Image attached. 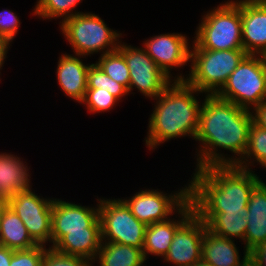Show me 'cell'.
<instances>
[{
	"instance_id": "obj_37",
	"label": "cell",
	"mask_w": 266,
	"mask_h": 266,
	"mask_svg": "<svg viewBox=\"0 0 266 266\" xmlns=\"http://www.w3.org/2000/svg\"><path fill=\"white\" fill-rule=\"evenodd\" d=\"M6 205H7V200H5L3 197L0 196V213Z\"/></svg>"
},
{
	"instance_id": "obj_19",
	"label": "cell",
	"mask_w": 266,
	"mask_h": 266,
	"mask_svg": "<svg viewBox=\"0 0 266 266\" xmlns=\"http://www.w3.org/2000/svg\"><path fill=\"white\" fill-rule=\"evenodd\" d=\"M23 160L12 152H0V196L5 200L32 188L30 167Z\"/></svg>"
},
{
	"instance_id": "obj_34",
	"label": "cell",
	"mask_w": 266,
	"mask_h": 266,
	"mask_svg": "<svg viewBox=\"0 0 266 266\" xmlns=\"http://www.w3.org/2000/svg\"><path fill=\"white\" fill-rule=\"evenodd\" d=\"M253 123L266 130V100L251 110Z\"/></svg>"
},
{
	"instance_id": "obj_28",
	"label": "cell",
	"mask_w": 266,
	"mask_h": 266,
	"mask_svg": "<svg viewBox=\"0 0 266 266\" xmlns=\"http://www.w3.org/2000/svg\"><path fill=\"white\" fill-rule=\"evenodd\" d=\"M87 88H101L115 96L120 102L129 95L128 90L115 80L110 78L96 63L88 68Z\"/></svg>"
},
{
	"instance_id": "obj_1",
	"label": "cell",
	"mask_w": 266,
	"mask_h": 266,
	"mask_svg": "<svg viewBox=\"0 0 266 266\" xmlns=\"http://www.w3.org/2000/svg\"><path fill=\"white\" fill-rule=\"evenodd\" d=\"M199 128L195 137V169L211 165H235L244 155L249 128L253 123L251 110L223 100L216 95H204ZM231 152L222 153V150ZM229 155V156H228Z\"/></svg>"
},
{
	"instance_id": "obj_22",
	"label": "cell",
	"mask_w": 266,
	"mask_h": 266,
	"mask_svg": "<svg viewBox=\"0 0 266 266\" xmlns=\"http://www.w3.org/2000/svg\"><path fill=\"white\" fill-rule=\"evenodd\" d=\"M101 242V228H86V231L65 234L53 248L63 254L83 257L92 263Z\"/></svg>"
},
{
	"instance_id": "obj_27",
	"label": "cell",
	"mask_w": 266,
	"mask_h": 266,
	"mask_svg": "<svg viewBox=\"0 0 266 266\" xmlns=\"http://www.w3.org/2000/svg\"><path fill=\"white\" fill-rule=\"evenodd\" d=\"M95 63L113 80L122 84L129 92V68L123 54L117 49L99 56Z\"/></svg>"
},
{
	"instance_id": "obj_21",
	"label": "cell",
	"mask_w": 266,
	"mask_h": 266,
	"mask_svg": "<svg viewBox=\"0 0 266 266\" xmlns=\"http://www.w3.org/2000/svg\"><path fill=\"white\" fill-rule=\"evenodd\" d=\"M205 224L208 231L219 237L237 240L244 244L248 211L244 213L194 212Z\"/></svg>"
},
{
	"instance_id": "obj_31",
	"label": "cell",
	"mask_w": 266,
	"mask_h": 266,
	"mask_svg": "<svg viewBox=\"0 0 266 266\" xmlns=\"http://www.w3.org/2000/svg\"><path fill=\"white\" fill-rule=\"evenodd\" d=\"M21 23L19 16L13 10L3 9L0 11V39L9 47L12 46Z\"/></svg>"
},
{
	"instance_id": "obj_10",
	"label": "cell",
	"mask_w": 266,
	"mask_h": 266,
	"mask_svg": "<svg viewBox=\"0 0 266 266\" xmlns=\"http://www.w3.org/2000/svg\"><path fill=\"white\" fill-rule=\"evenodd\" d=\"M183 186L171 193L141 188L134 195L120 199L139 221L149 225L168 220L188 201V182Z\"/></svg>"
},
{
	"instance_id": "obj_23",
	"label": "cell",
	"mask_w": 266,
	"mask_h": 266,
	"mask_svg": "<svg viewBox=\"0 0 266 266\" xmlns=\"http://www.w3.org/2000/svg\"><path fill=\"white\" fill-rule=\"evenodd\" d=\"M0 244L12 250H27L37 246L22 220L8 205L0 213Z\"/></svg>"
},
{
	"instance_id": "obj_9",
	"label": "cell",
	"mask_w": 266,
	"mask_h": 266,
	"mask_svg": "<svg viewBox=\"0 0 266 266\" xmlns=\"http://www.w3.org/2000/svg\"><path fill=\"white\" fill-rule=\"evenodd\" d=\"M118 50L123 54L129 68V95L136 89L152 101L173 81L158 67L143 46L135 47L121 39Z\"/></svg>"
},
{
	"instance_id": "obj_30",
	"label": "cell",
	"mask_w": 266,
	"mask_h": 266,
	"mask_svg": "<svg viewBox=\"0 0 266 266\" xmlns=\"http://www.w3.org/2000/svg\"><path fill=\"white\" fill-rule=\"evenodd\" d=\"M90 263L83 257L63 254L53 247H47L41 266H88Z\"/></svg>"
},
{
	"instance_id": "obj_14",
	"label": "cell",
	"mask_w": 266,
	"mask_h": 266,
	"mask_svg": "<svg viewBox=\"0 0 266 266\" xmlns=\"http://www.w3.org/2000/svg\"><path fill=\"white\" fill-rule=\"evenodd\" d=\"M206 224L193 212L177 229L163 262L171 266H193L201 261Z\"/></svg>"
},
{
	"instance_id": "obj_17",
	"label": "cell",
	"mask_w": 266,
	"mask_h": 266,
	"mask_svg": "<svg viewBox=\"0 0 266 266\" xmlns=\"http://www.w3.org/2000/svg\"><path fill=\"white\" fill-rule=\"evenodd\" d=\"M194 212L191 202L188 200L176 213L175 218L166 221L149 224L145 230L143 254L145 260L149 256L163 259L168 253L176 229ZM178 218V219H177Z\"/></svg>"
},
{
	"instance_id": "obj_38",
	"label": "cell",
	"mask_w": 266,
	"mask_h": 266,
	"mask_svg": "<svg viewBox=\"0 0 266 266\" xmlns=\"http://www.w3.org/2000/svg\"><path fill=\"white\" fill-rule=\"evenodd\" d=\"M193 266H211V265L201 260Z\"/></svg>"
},
{
	"instance_id": "obj_36",
	"label": "cell",
	"mask_w": 266,
	"mask_h": 266,
	"mask_svg": "<svg viewBox=\"0 0 266 266\" xmlns=\"http://www.w3.org/2000/svg\"><path fill=\"white\" fill-rule=\"evenodd\" d=\"M10 47L0 39V75H1V70L4 67L5 64V59L8 58L7 53L9 51ZM2 78H0L1 81Z\"/></svg>"
},
{
	"instance_id": "obj_24",
	"label": "cell",
	"mask_w": 266,
	"mask_h": 266,
	"mask_svg": "<svg viewBox=\"0 0 266 266\" xmlns=\"http://www.w3.org/2000/svg\"><path fill=\"white\" fill-rule=\"evenodd\" d=\"M98 266H143L146 262L143 249L124 244L102 241L93 264Z\"/></svg>"
},
{
	"instance_id": "obj_4",
	"label": "cell",
	"mask_w": 266,
	"mask_h": 266,
	"mask_svg": "<svg viewBox=\"0 0 266 266\" xmlns=\"http://www.w3.org/2000/svg\"><path fill=\"white\" fill-rule=\"evenodd\" d=\"M194 35L191 49H244L241 0L224 1L204 12Z\"/></svg>"
},
{
	"instance_id": "obj_18",
	"label": "cell",
	"mask_w": 266,
	"mask_h": 266,
	"mask_svg": "<svg viewBox=\"0 0 266 266\" xmlns=\"http://www.w3.org/2000/svg\"><path fill=\"white\" fill-rule=\"evenodd\" d=\"M235 241V239L219 237L206 229L202 242L201 260L211 266H247L249 252L243 250L242 257Z\"/></svg>"
},
{
	"instance_id": "obj_16",
	"label": "cell",
	"mask_w": 266,
	"mask_h": 266,
	"mask_svg": "<svg viewBox=\"0 0 266 266\" xmlns=\"http://www.w3.org/2000/svg\"><path fill=\"white\" fill-rule=\"evenodd\" d=\"M57 62L56 77L60 90L73 101L82 103L88 79V68L92 63L83 62L85 56L62 53Z\"/></svg>"
},
{
	"instance_id": "obj_8",
	"label": "cell",
	"mask_w": 266,
	"mask_h": 266,
	"mask_svg": "<svg viewBox=\"0 0 266 266\" xmlns=\"http://www.w3.org/2000/svg\"><path fill=\"white\" fill-rule=\"evenodd\" d=\"M99 219L102 241L143 249L147 225L120 198H100Z\"/></svg>"
},
{
	"instance_id": "obj_12",
	"label": "cell",
	"mask_w": 266,
	"mask_h": 266,
	"mask_svg": "<svg viewBox=\"0 0 266 266\" xmlns=\"http://www.w3.org/2000/svg\"><path fill=\"white\" fill-rule=\"evenodd\" d=\"M97 205L82 206L80 203L55 198L52 205L51 246L53 247L69 232L86 231V228H101L99 198Z\"/></svg>"
},
{
	"instance_id": "obj_3",
	"label": "cell",
	"mask_w": 266,
	"mask_h": 266,
	"mask_svg": "<svg viewBox=\"0 0 266 266\" xmlns=\"http://www.w3.org/2000/svg\"><path fill=\"white\" fill-rule=\"evenodd\" d=\"M199 94L205 95L186 80H173L157 98L152 99L154 106L144 139L146 148L154 151L179 137L195 140L203 104Z\"/></svg>"
},
{
	"instance_id": "obj_15",
	"label": "cell",
	"mask_w": 266,
	"mask_h": 266,
	"mask_svg": "<svg viewBox=\"0 0 266 266\" xmlns=\"http://www.w3.org/2000/svg\"><path fill=\"white\" fill-rule=\"evenodd\" d=\"M241 22L245 52L266 56V0H241Z\"/></svg>"
},
{
	"instance_id": "obj_33",
	"label": "cell",
	"mask_w": 266,
	"mask_h": 266,
	"mask_svg": "<svg viewBox=\"0 0 266 266\" xmlns=\"http://www.w3.org/2000/svg\"><path fill=\"white\" fill-rule=\"evenodd\" d=\"M249 264L266 266V240L249 251Z\"/></svg>"
},
{
	"instance_id": "obj_5",
	"label": "cell",
	"mask_w": 266,
	"mask_h": 266,
	"mask_svg": "<svg viewBox=\"0 0 266 266\" xmlns=\"http://www.w3.org/2000/svg\"><path fill=\"white\" fill-rule=\"evenodd\" d=\"M247 55L244 49H191L189 73L176 74L175 80H186L198 91L215 95Z\"/></svg>"
},
{
	"instance_id": "obj_20",
	"label": "cell",
	"mask_w": 266,
	"mask_h": 266,
	"mask_svg": "<svg viewBox=\"0 0 266 266\" xmlns=\"http://www.w3.org/2000/svg\"><path fill=\"white\" fill-rule=\"evenodd\" d=\"M244 250L251 251L266 240V183L261 180L252 190L247 205Z\"/></svg>"
},
{
	"instance_id": "obj_29",
	"label": "cell",
	"mask_w": 266,
	"mask_h": 266,
	"mask_svg": "<svg viewBox=\"0 0 266 266\" xmlns=\"http://www.w3.org/2000/svg\"><path fill=\"white\" fill-rule=\"evenodd\" d=\"M119 102L120 101L108 91H104L101 88H87L81 104L86 107L89 114H98L111 111Z\"/></svg>"
},
{
	"instance_id": "obj_13",
	"label": "cell",
	"mask_w": 266,
	"mask_h": 266,
	"mask_svg": "<svg viewBox=\"0 0 266 266\" xmlns=\"http://www.w3.org/2000/svg\"><path fill=\"white\" fill-rule=\"evenodd\" d=\"M192 41L185 34L168 32L150 36L142 41V44L158 67L172 80H175L172 69H183L189 65Z\"/></svg>"
},
{
	"instance_id": "obj_11",
	"label": "cell",
	"mask_w": 266,
	"mask_h": 266,
	"mask_svg": "<svg viewBox=\"0 0 266 266\" xmlns=\"http://www.w3.org/2000/svg\"><path fill=\"white\" fill-rule=\"evenodd\" d=\"M53 200L54 198L38 195L32 188L7 200V205L19 216L37 245L50 247Z\"/></svg>"
},
{
	"instance_id": "obj_25",
	"label": "cell",
	"mask_w": 266,
	"mask_h": 266,
	"mask_svg": "<svg viewBox=\"0 0 266 266\" xmlns=\"http://www.w3.org/2000/svg\"><path fill=\"white\" fill-rule=\"evenodd\" d=\"M256 163L266 170V130L252 123L245 153L235 165L252 170Z\"/></svg>"
},
{
	"instance_id": "obj_35",
	"label": "cell",
	"mask_w": 266,
	"mask_h": 266,
	"mask_svg": "<svg viewBox=\"0 0 266 266\" xmlns=\"http://www.w3.org/2000/svg\"><path fill=\"white\" fill-rule=\"evenodd\" d=\"M13 251L7 247L0 246V266H10Z\"/></svg>"
},
{
	"instance_id": "obj_26",
	"label": "cell",
	"mask_w": 266,
	"mask_h": 266,
	"mask_svg": "<svg viewBox=\"0 0 266 266\" xmlns=\"http://www.w3.org/2000/svg\"><path fill=\"white\" fill-rule=\"evenodd\" d=\"M83 0H37L35 7L32 9V15L39 19L53 20L59 19L61 24L66 18L82 13V11L75 10L77 5Z\"/></svg>"
},
{
	"instance_id": "obj_32",
	"label": "cell",
	"mask_w": 266,
	"mask_h": 266,
	"mask_svg": "<svg viewBox=\"0 0 266 266\" xmlns=\"http://www.w3.org/2000/svg\"><path fill=\"white\" fill-rule=\"evenodd\" d=\"M46 248V246L37 245L27 250H14L10 266H41Z\"/></svg>"
},
{
	"instance_id": "obj_2",
	"label": "cell",
	"mask_w": 266,
	"mask_h": 266,
	"mask_svg": "<svg viewBox=\"0 0 266 266\" xmlns=\"http://www.w3.org/2000/svg\"><path fill=\"white\" fill-rule=\"evenodd\" d=\"M194 170L188 180V200L194 212L244 213L253 188L262 180L255 171L236 165Z\"/></svg>"
},
{
	"instance_id": "obj_6",
	"label": "cell",
	"mask_w": 266,
	"mask_h": 266,
	"mask_svg": "<svg viewBox=\"0 0 266 266\" xmlns=\"http://www.w3.org/2000/svg\"><path fill=\"white\" fill-rule=\"evenodd\" d=\"M59 27L73 53L85 57L96 53L101 56L117 50L121 39L124 38L120 31L109 28L104 20L93 12H82L68 17Z\"/></svg>"
},
{
	"instance_id": "obj_7",
	"label": "cell",
	"mask_w": 266,
	"mask_h": 266,
	"mask_svg": "<svg viewBox=\"0 0 266 266\" xmlns=\"http://www.w3.org/2000/svg\"><path fill=\"white\" fill-rule=\"evenodd\" d=\"M215 95L249 110L260 105L266 100V57L248 54Z\"/></svg>"
}]
</instances>
